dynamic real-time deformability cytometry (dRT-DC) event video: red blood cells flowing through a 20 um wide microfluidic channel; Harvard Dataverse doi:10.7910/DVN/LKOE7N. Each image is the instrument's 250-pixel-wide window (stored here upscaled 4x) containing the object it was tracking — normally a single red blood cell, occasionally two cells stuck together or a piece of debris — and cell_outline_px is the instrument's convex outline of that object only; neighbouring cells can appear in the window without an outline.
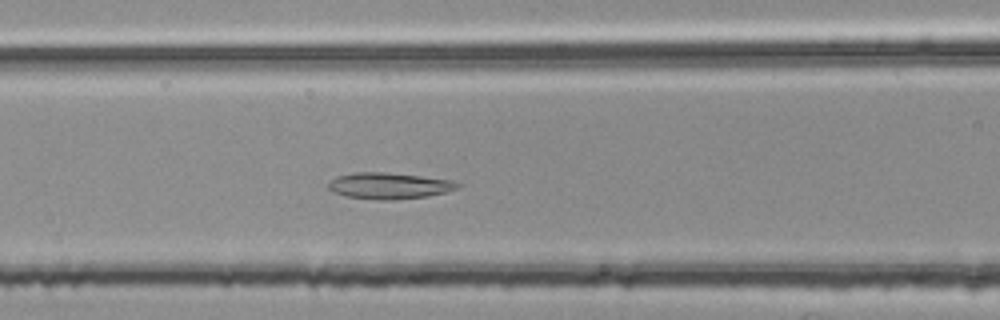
{"species": "common noctule bat (a hibernating species)", "species_latin": "Nyctalus noctula", "temperature_condition": "room temperature", "stored_images_in_passage": 47, "camera_frame_rate_fps": 3000, "um_per_image_px": 0.085, "animal": {"sex": "female", "body_mass_g": 25.1}, "frame": {"image": 1, "passage_image": 19, "time_ms": 6.0, "image_size_px": [1000, 320], "cell_outline_px": [[460, 184], [456, 188], [444, 192], [428, 196], [392, 200], [380, 200], [344, 196], [332, 192], [328, 188], [328, 184], [336, 176], [356, 172], [384, 172], [420, 176], [452, 180]], "centroid_in_image_um": [33.02, 15.79], "position_along_channel_um": 133.6, "area_um2": 19.65}}
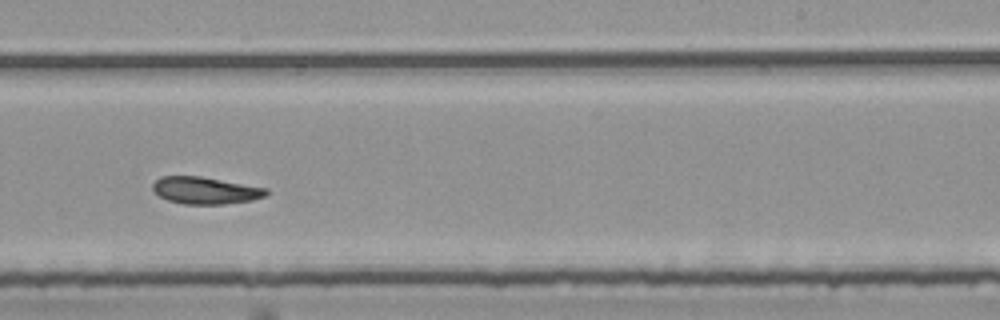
{"frame": {"image": 2, "passage_image": 30, "time_ms": 9.667, "image_size_px": [1000, 320], "cell_outline_px": [[268, 196], [252, 200], [224, 204], [184, 204], [168, 200], [160, 196], [152, 188], [152, 184], [160, 176], [200, 176], [268, 188]], "centroid_in_image_um": [17.48, 16.18], "position_along_channel_um": 271.5, "area_um2": 17.92}}
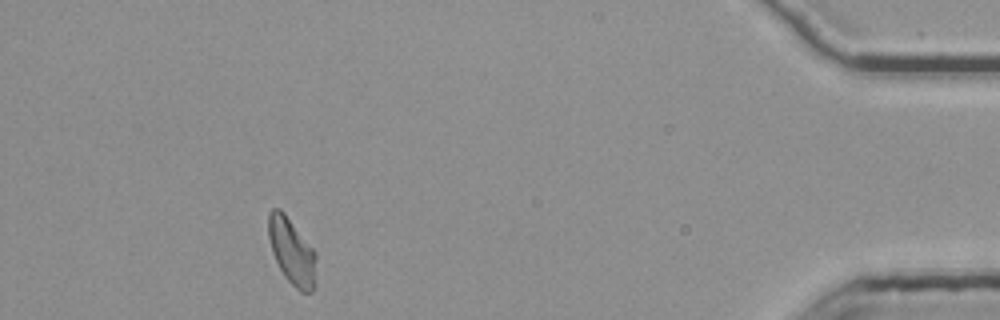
{"frame": {"image": 3, "passage_image": 46, "time_ms": 15.0, "image_size_px": [1000, 320], "cell_outline_px": [[316, 284], [312, 292], [300, 292], [284, 276], [272, 252], [268, 236], [268, 212], [272, 208], [280, 208], [284, 212], [316, 252]], "centroid_in_image_um": [24.82, 21.37], "position_along_channel_um": 410.4, "area_um2": 18.61}, "authors_computed_cell_mechanics": {"area_um2": 18.6694, "velocity_mm_per_s": 3.7739, "shape_relaxation_time_tau1_ms": null, "shape_relaxation_time_tau2_ms": 5.5471, "deformation_change_tau1": null, "deformation_change_tau2": 0.1309}}